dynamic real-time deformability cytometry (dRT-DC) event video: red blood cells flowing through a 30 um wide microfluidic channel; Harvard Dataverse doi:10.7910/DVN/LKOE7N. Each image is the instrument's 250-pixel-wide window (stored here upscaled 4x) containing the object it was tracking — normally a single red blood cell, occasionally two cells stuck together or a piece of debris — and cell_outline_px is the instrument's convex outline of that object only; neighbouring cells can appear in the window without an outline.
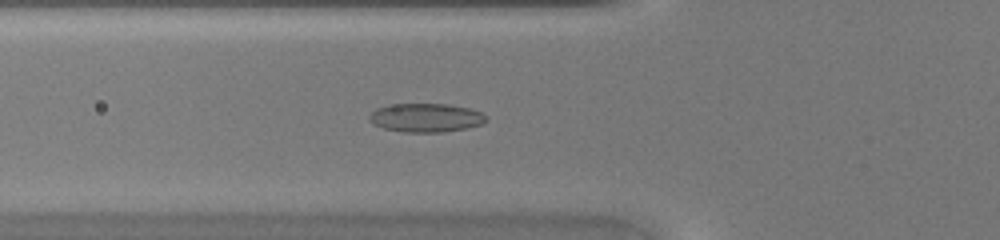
{"species": "common noctule bat (a hibernating species)", "species_latin": "Nyctalus noctula", "temperature_condition": "warm", "stored_images_in_passage": 47, "camera_frame_rate_fps": 3000, "um_per_image_px": 0.085, "animal": {"sex": "female", "body_mass_g": 20.0, "forearm_length_mm": 54.0}, "frame": {"image": 1, "passage_image": 18, "time_ms": 5.667, "image_size_px": [1000, 240], "cell_outline_px": [[484, 120], [480, 124], [468, 128], [444, 132], [404, 132], [384, 128], [372, 124], [368, 120], [368, 116], [376, 108], [396, 104], [448, 104], [468, 108], [480, 112], [484, 116]], "centroid_in_image_um": [36.14, 10.01], "position_along_channel_um": 89.7, "area_um2": 19.36}}
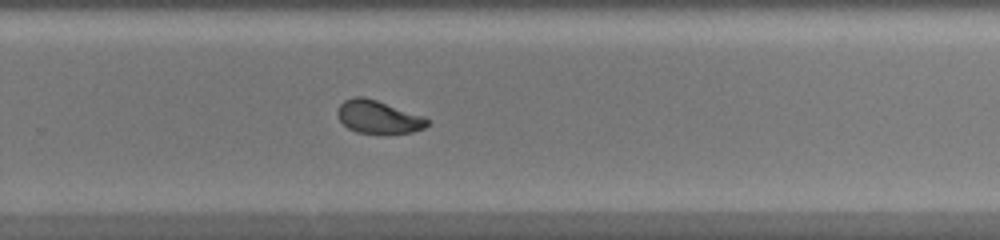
{"frame": {"image": 2, "passage_image": 32, "time_ms": 10.333, "image_size_px": [1000, 240], "cell_outline_px": [[428, 124], [424, 128], [412, 132], [384, 136], [356, 132], [348, 128], [340, 120], [336, 112], [336, 108], [344, 100], [356, 96], [364, 96], [424, 116], [428, 120]], "centroid_in_image_um": [32.14, 9.98], "position_along_channel_um": 297.7, "area_um2": 17.74}}
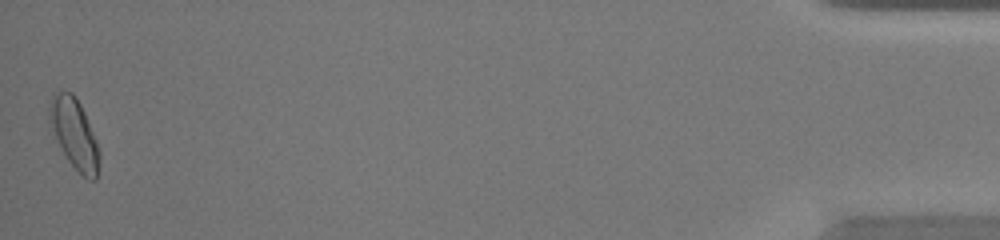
{"frame": {"image": 3, "passage_image": 47, "time_ms": 15.333, "image_size_px": [1000, 240], "cell_outline_px": [[100, 156], [96, 180], [92, 180], [84, 176], [68, 160], [48, 120], [48, 108], [52, 92], [72, 92], [76, 96], [84, 112], [96, 140], [100, 152]], "centroid_in_image_um": [6.31, 11.31], "position_along_channel_um": 428.9, "area_um2": 19.94}}